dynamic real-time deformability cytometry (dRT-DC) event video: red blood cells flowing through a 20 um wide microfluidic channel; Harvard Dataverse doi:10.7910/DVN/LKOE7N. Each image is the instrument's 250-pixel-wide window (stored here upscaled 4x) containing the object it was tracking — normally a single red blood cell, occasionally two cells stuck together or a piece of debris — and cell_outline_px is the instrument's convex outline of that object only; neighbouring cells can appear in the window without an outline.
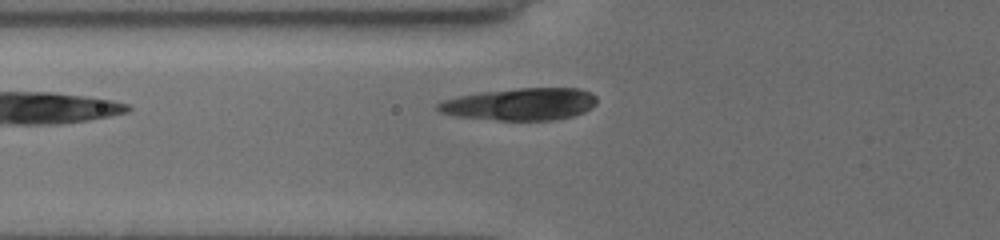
{"species": "common noctule bat (a hibernating species)", "species_latin": "Nyctalus noctula", "temperature_condition": "cold", "stored_images_in_passage": 4, "camera_frame_rate_fps": 3000, "um_per_image_px": 0.085, "animal": {"sex": "female", "body_mass_g": 19.5, "forearm_length_mm": 54.1}, "frame": {"image": 1, "passage_image": 4, "time_ms": 1.0, "image_size_px": [1000, 240], "cell_outline_px": [[596, 104], [584, 112], [572, 116], [552, 120], [500, 120], [456, 116], [440, 112], [436, 108], [436, 104], [444, 100], [460, 96], [480, 92], [516, 88], [580, 88], [592, 92], [596, 96]], "centroid_in_image_um": [44.25, 8.84], "position_along_channel_um": 81.5, "area_um2": 29.82}}